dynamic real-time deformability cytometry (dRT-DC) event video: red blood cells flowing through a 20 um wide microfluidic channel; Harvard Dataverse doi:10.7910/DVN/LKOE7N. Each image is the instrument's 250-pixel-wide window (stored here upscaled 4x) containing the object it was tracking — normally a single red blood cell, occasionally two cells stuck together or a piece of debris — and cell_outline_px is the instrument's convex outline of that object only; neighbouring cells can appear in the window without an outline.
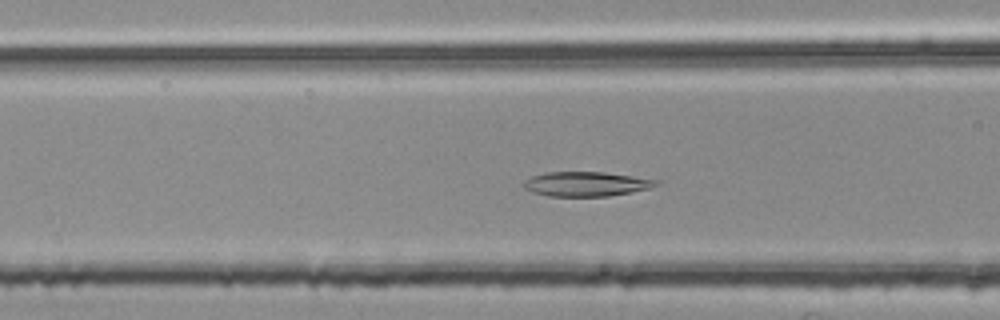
{"species": "common noctule bat (a hibernating species)", "species_latin": "Nyctalus noctula", "temperature_condition": "room temperature", "stored_images_in_passage": 39, "camera_frame_rate_fps": 3000, "um_per_image_px": 0.085, "animal": {"sex": "female", "body_mass_g": 25.1}, "frame": {"image": 1, "passage_image": 8, "time_ms": 2.333, "image_size_px": [1000, 320], "cell_outline_px": [[656, 184], [652, 188], [632, 192], [608, 196], [548, 196], [532, 192], [524, 188], [520, 184], [524, 180], [532, 176], [548, 172], [604, 172], [632, 176], [656, 180]], "centroid_in_image_um": [49.76, 15.64], "position_along_channel_um": 116.8, "area_um2": 18.9}}
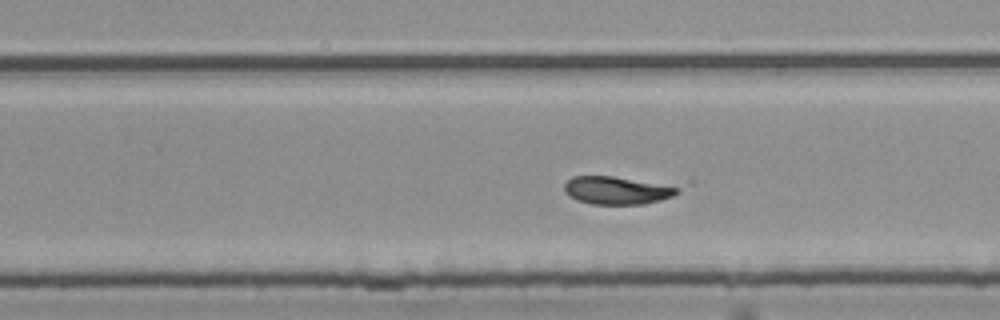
{"frame": {"image": 2, "passage_image": 21, "time_ms": 6.667, "image_size_px": [1000, 320], "cell_outline_px": [[680, 192], [672, 196], [660, 200], [644, 204], [592, 204], [576, 200], [568, 196], [564, 192], [564, 184], [572, 176], [612, 176], [680, 188]], "centroid_in_image_um": [52.35, 16.19], "position_along_channel_um": 277.4, "area_um2": 18.09}}
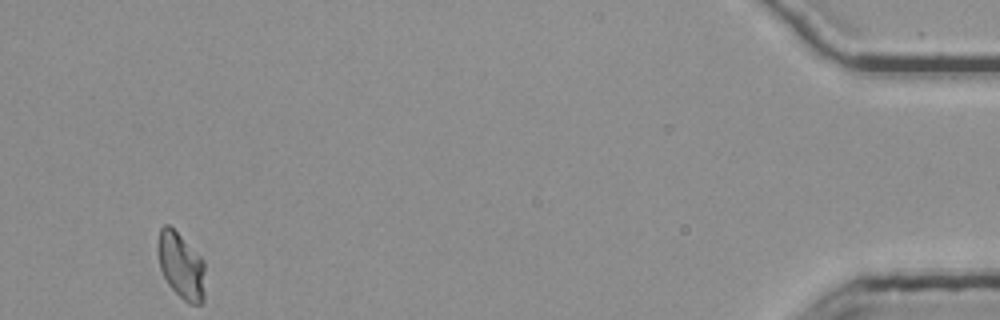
{"frame": {"image": 3, "passage_image": 39, "time_ms": 12.667, "image_size_px": [1000, 320], "cell_outline_px": [[204, 304], [188, 304], [168, 284], [160, 268], [156, 252], [156, 244], [160, 228], [164, 224], [168, 224], [204, 260]], "centroid_in_image_um": [15.37, 22.59], "position_along_channel_um": 419.8, "area_um2": 18.32}, "authors_computed_cell_mechanics": {"area_um2": 18.3804, "velocity_mm_per_s": 3.7166, "shape_relaxation_time_tau1_ms": 6.1936, "shape_relaxation_time_tau2_ms": 2.3231, "deformation_change_tau1": 0.1629, "deformation_change_tau2": 0.04}}